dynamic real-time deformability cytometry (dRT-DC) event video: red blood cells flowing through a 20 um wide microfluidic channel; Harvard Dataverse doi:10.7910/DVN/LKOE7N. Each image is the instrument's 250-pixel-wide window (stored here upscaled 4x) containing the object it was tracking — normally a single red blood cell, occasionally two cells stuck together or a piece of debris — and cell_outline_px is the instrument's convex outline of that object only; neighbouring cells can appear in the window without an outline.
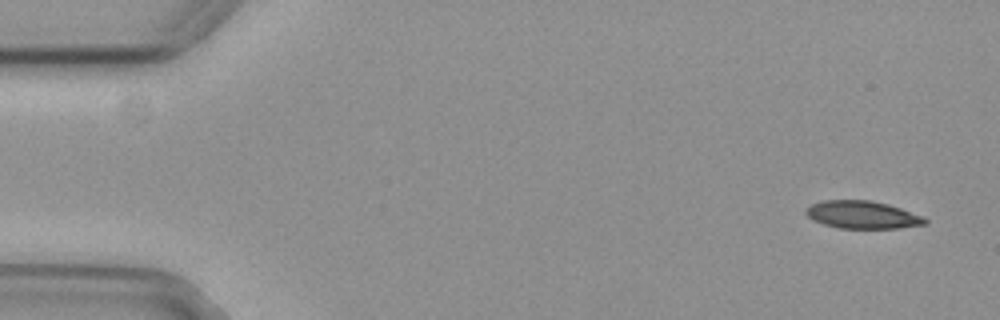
{"species": "common noctule bat (a hibernating species)", "species_latin": "Nyctalus noctula", "temperature_condition": "cold", "stored_images_in_passage": 55, "camera_frame_rate_fps": 3000, "um_per_image_px": 0.085, "animal": {"sex": "female", "body_mass_g": 29.2, "forearm_length_mm": 56.3}, "frame": {"image": 1, "passage_image": 3, "time_ms": 0.667, "image_size_px": [1000, 320], "cell_outline_px": [[928, 224], [900, 228], [840, 228], [824, 224], [812, 220], [804, 212], [804, 208], [812, 204], [824, 200], [872, 200], [888, 204], [924, 216], [928, 220]], "centroid_in_image_um": [73.32, 18.25], "position_along_channel_um": 11.7, "area_um2": 19.36}}
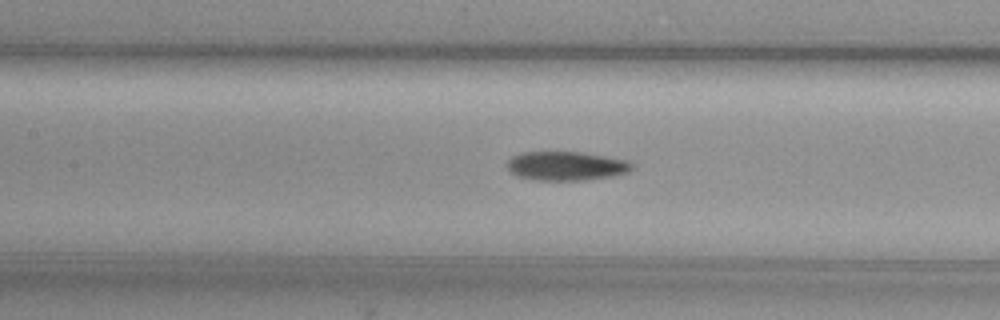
{"frame": {"image": 2, "passage_image": 25, "time_ms": 8.0, "image_size_px": [1000, 320], "cell_outline_px": [[636, 168], [628, 172], [612, 176], [584, 180], [536, 180], [516, 176], [508, 168], [508, 160], [512, 156], [520, 152], [580, 152], [628, 160], [636, 164]], "centroid_in_image_um": [48.17, 14.1], "position_along_channel_um": 159.2, "area_um2": 21.21}}
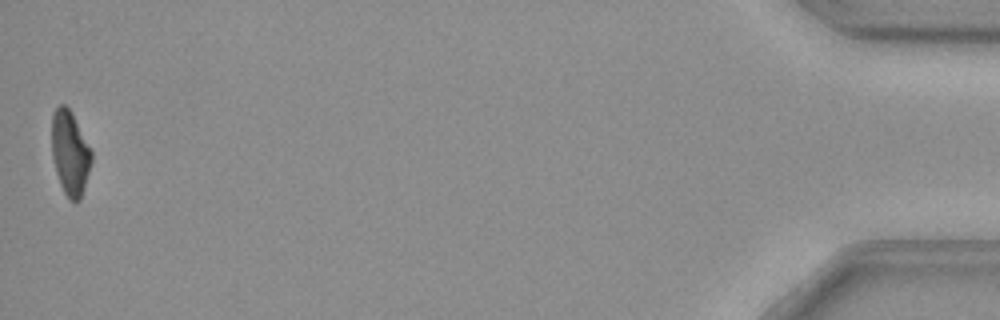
{"frame": {"image": 3, "passage_image": 55, "time_ms": 18.0, "image_size_px": [1000, 320], "cell_outline_px": [[92, 160], [80, 200], [76, 204], [68, 200], [60, 184], [56, 172], [52, 156], [52, 112], [60, 104], [64, 104], [72, 112], [92, 152]], "centroid_in_image_um": [5.94, 13.02], "position_along_channel_um": 429.3, "area_um2": 19.54}, "authors_computed_cell_mechanics": {"area_um2": 20.8658, "velocity_mm_per_s": 3.7118, "shape_relaxation_time_tau1_ms": 7.8958, "shape_relaxation_time_tau2_ms": null, "deformation_change_tau1": 0.2037, "deformation_change_tau2": null}}